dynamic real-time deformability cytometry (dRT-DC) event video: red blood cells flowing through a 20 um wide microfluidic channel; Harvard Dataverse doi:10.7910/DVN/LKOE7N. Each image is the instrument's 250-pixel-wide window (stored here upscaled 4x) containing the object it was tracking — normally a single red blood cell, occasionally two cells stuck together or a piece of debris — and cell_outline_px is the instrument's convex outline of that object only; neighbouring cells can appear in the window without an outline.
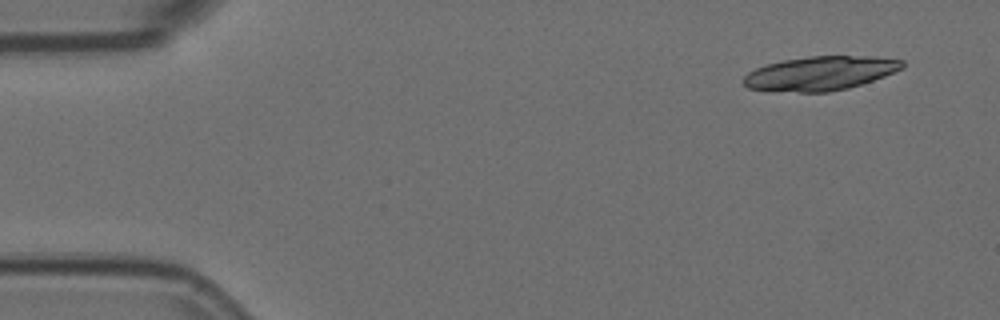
{"species": "Egyptian fruit bat (a non-hibernating species)", "species_latin": "Rousettus aegyptiacus", "temperature_condition": "room temperature", "stored_images_in_passage": 10, "camera_frame_rate_fps": 3000, "um_per_image_px": 0.085, "animal": {"sex": "female"}, "frame": {"image": 1, "passage_image": 1, "time_ms": 0.0, "image_size_px": [1000, 320], "cell_outline_px": [[904, 68], [884, 76], [848, 88], [828, 92], [768, 92], [748, 88], [744, 84], [744, 76], [748, 72], [756, 68], [768, 64], [784, 60], [812, 56], [872, 56], [904, 60]], "centroid_in_image_um": [69.7, 6.24], "position_along_channel_um": 15.3, "area_um2": 31.62}}
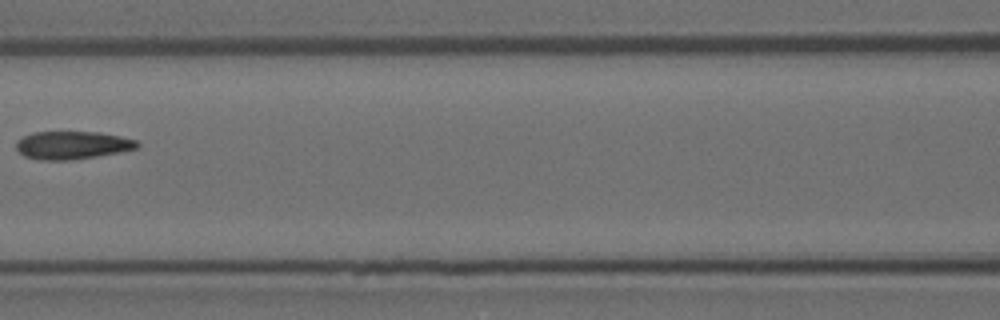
{"frame": {"image": 2, "passage_image": 6, "time_ms": 1.667, "image_size_px": [1000, 320], "cell_outline_px": [[140, 144], [136, 148], [96, 156], [68, 160], [40, 160], [24, 156], [16, 148], [16, 140], [32, 132], [100, 132], [120, 136], [136, 140]], "centroid_in_image_um": [6.1, 12.33], "position_along_channel_um": 160.5, "area_um2": 19.54}}
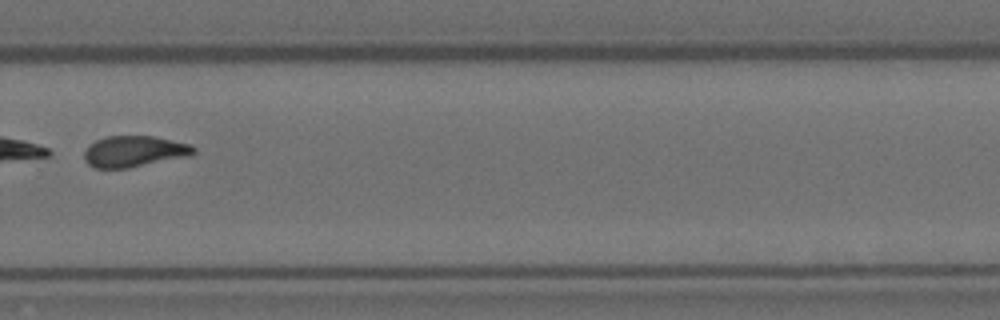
{"frame": {"image": 3, "passage_image": 10, "time_ms": 3.0, "image_size_px": [1000, 320], "cell_outline_px": [[196, 152], [188, 156], [128, 168], [96, 168], [88, 164], [84, 160], [84, 152], [96, 140], [104, 136], [156, 136], [188, 144], [196, 148]], "centroid_in_image_um": [11.4, 12.86], "position_along_channel_um": 318.4, "area_um2": 19.71}}